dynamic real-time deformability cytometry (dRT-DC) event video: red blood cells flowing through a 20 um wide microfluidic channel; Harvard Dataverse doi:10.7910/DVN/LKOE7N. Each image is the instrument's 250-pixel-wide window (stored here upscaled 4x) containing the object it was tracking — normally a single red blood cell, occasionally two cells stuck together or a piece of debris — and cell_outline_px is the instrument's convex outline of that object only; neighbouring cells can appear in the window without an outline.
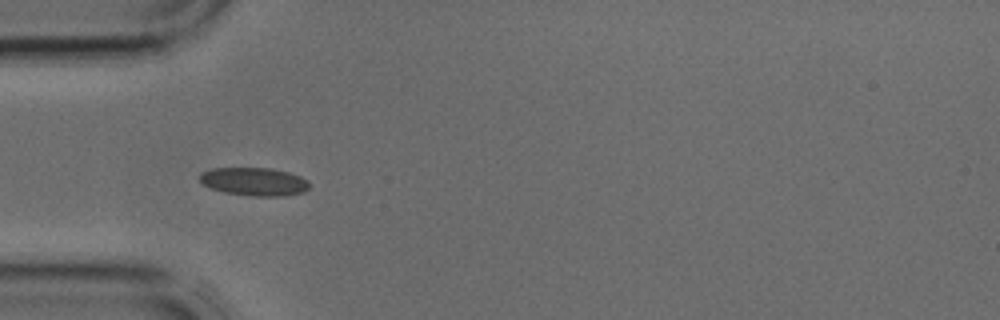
{"species": "common noctule bat (a hibernating species)", "species_latin": "Nyctalus noctula", "temperature_condition": "cold", "stored_images_in_passage": 2, "camera_frame_rate_fps": 3000, "um_per_image_px": 0.085, "animal": {"sex": "male", "body_mass_g": 17.9, "forearm_length_mm": 54.2}, "frame": {"image": 1, "passage_image": 2, "time_ms": 0.333, "image_size_px": [1000, 320], "cell_outline_px": [[308, 188], [304, 192], [284, 196], [252, 196], [224, 192], [212, 188], [204, 184], [200, 180], [200, 176], [204, 172], [212, 168], [272, 168], [288, 172], [300, 176], [308, 180]], "centroid_in_image_um": [21.64, 15.44], "position_along_channel_um": 63.4, "area_um2": 17.86}}